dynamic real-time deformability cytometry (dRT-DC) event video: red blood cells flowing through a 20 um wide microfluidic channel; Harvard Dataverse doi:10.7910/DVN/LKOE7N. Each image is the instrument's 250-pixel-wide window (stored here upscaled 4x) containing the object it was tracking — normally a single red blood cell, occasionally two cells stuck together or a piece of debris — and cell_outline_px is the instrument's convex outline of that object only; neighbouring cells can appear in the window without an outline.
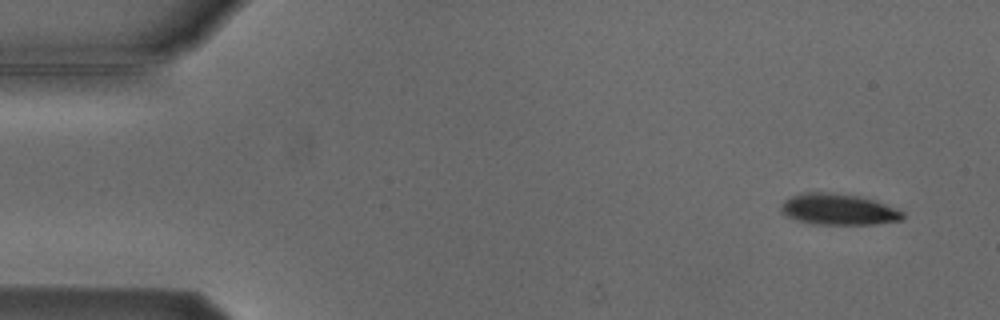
{"species": "Egyptian fruit bat (a non-hibernating species)", "species_latin": "Rousettus aegyptiacus", "temperature_condition": "cold", "stored_images_in_passage": 5, "camera_frame_rate_fps": 3000, "um_per_image_px": 0.085, "animal": {"sex": "male"}, "frame": {"image": 1, "passage_image": 1, "time_ms": 0.0, "image_size_px": [1000, 320], "cell_outline_px": [[904, 220], [876, 224], [816, 224], [796, 220], [788, 216], [780, 208], [780, 204], [788, 196], [800, 192], [832, 192], [856, 196], [876, 200], [896, 208], [904, 212]], "centroid_in_image_um": [71.27, 17.78], "position_along_channel_um": 13.7, "area_um2": 22.31}}
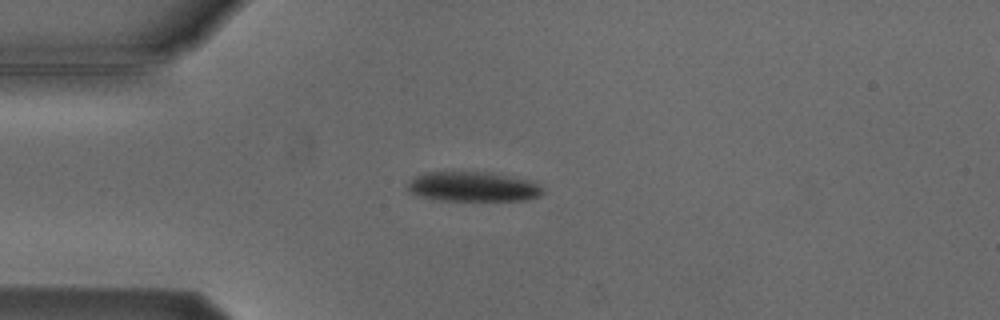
{"frame": {"image": 2, "passage_image": 4, "time_ms": 3.333, "image_size_px": [1000, 320], "cell_outline_px": [[544, 192], [540, 196], [528, 200], [440, 200], [420, 196], [412, 192], [408, 188], [408, 184], [412, 176], [424, 172], [488, 172], [528, 180], [536, 184]], "centroid_in_image_um": [40.17, 15.86], "position_along_channel_um": 44.8, "area_um2": 23.18}}